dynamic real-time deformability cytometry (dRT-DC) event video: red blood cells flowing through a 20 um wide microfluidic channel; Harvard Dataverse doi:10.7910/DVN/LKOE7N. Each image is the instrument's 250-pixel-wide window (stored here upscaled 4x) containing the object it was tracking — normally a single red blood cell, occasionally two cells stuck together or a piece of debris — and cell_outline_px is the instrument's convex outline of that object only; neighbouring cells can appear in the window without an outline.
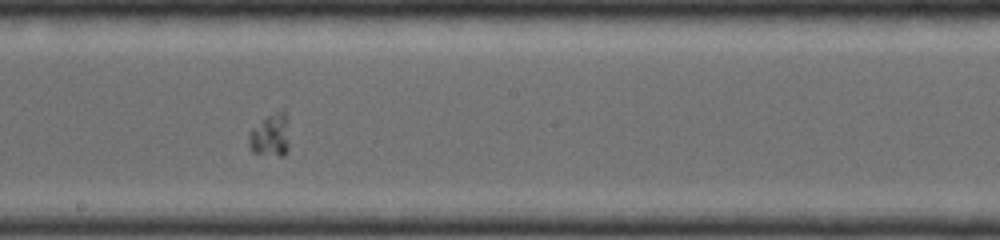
{"species": "common noctule bat (a hibernating species)", "species_latin": "Nyctalus noctula", "temperature_condition": "room temperature", "stored_images_in_passage": 10, "camera_frame_rate_fps": 4000, "um_per_image_px": 0.085, "animal": {"sex": "female", "body_mass_g": 19.0, "forearm_length_mm": 56.7}, "frame": {"image": 1, "passage_image": 7, "time_ms": 5.0, "image_size_px": [1000, 240], "cell_outline_px": [[288, 148], [284, 156], [280, 156], [252, 152], [248, 144], [248, 136], [252, 128], [264, 116], [276, 112], [284, 112], [288, 116]], "centroid_in_image_um": [22.98, 11.48], "position_along_channel_um": 225.2, "area_um2": 10.29}}
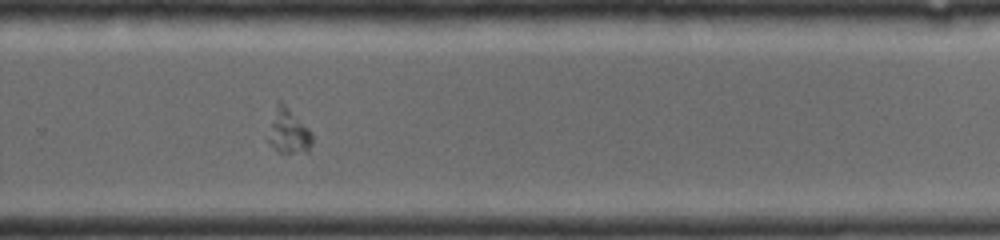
{"frame": {"image": 2, "passage_image": 9, "time_ms": 6.75, "image_size_px": [1000, 240], "cell_outline_px": [[312, 144], [308, 152], [276, 152], [268, 140], [272, 124], [280, 100], [312, 132]], "centroid_in_image_um": [24.58, 11.25], "position_along_channel_um": 305.2, "area_um2": 10.75}}